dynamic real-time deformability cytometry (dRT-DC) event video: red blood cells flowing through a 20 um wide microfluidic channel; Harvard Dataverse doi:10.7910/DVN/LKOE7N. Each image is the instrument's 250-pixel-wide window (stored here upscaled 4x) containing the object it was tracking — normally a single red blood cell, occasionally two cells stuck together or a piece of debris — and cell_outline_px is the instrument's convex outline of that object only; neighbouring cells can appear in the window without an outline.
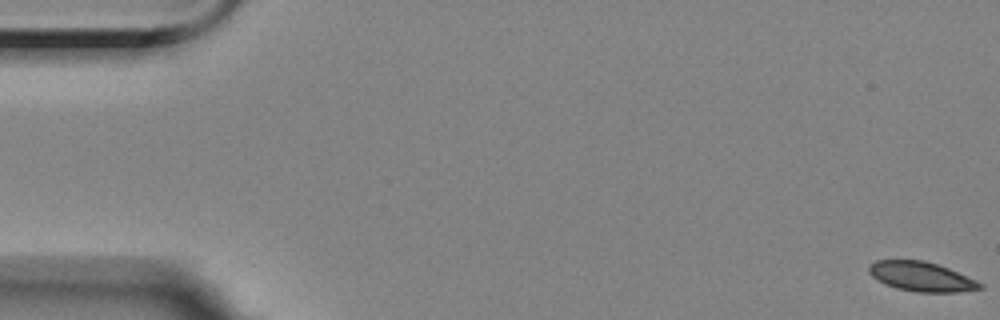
{"species": "Egyptian fruit bat (a non-hibernating species)", "species_latin": "Rousettus aegyptiacus", "temperature_condition": "room temperature", "stored_images_in_passage": 59, "camera_frame_rate_fps": 3000, "um_per_image_px": 0.085, "animal": {"sex": "female"}, "frame": {"image": 1, "passage_image": 1, "time_ms": 0.0, "image_size_px": [1000, 320], "cell_outline_px": [[984, 288], [960, 292], [916, 292], [896, 288], [884, 284], [872, 276], [868, 272], [868, 268], [876, 260], [924, 260], [948, 268], [976, 280], [984, 284]], "centroid_in_image_um": [78.33, 23.52], "position_along_channel_um": 6.7, "area_um2": 19.07}}
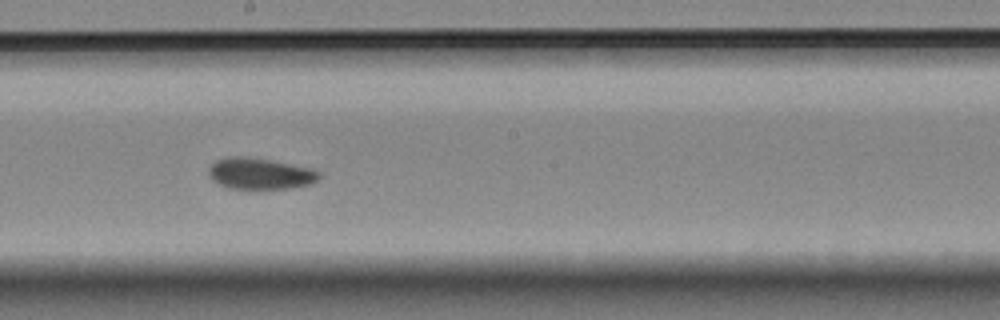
{"frame": {"image": 2, "passage_image": 32, "time_ms": 10.333, "image_size_px": [1000, 320], "cell_outline_px": [[320, 180], [312, 184], [292, 188], [228, 188], [212, 180], [208, 172], [208, 168], [216, 160], [228, 156], [244, 156], [268, 160], [312, 168], [320, 172]], "centroid_in_image_um": [22.13, 14.75], "position_along_channel_um": 226.1, "area_um2": 20.11}}
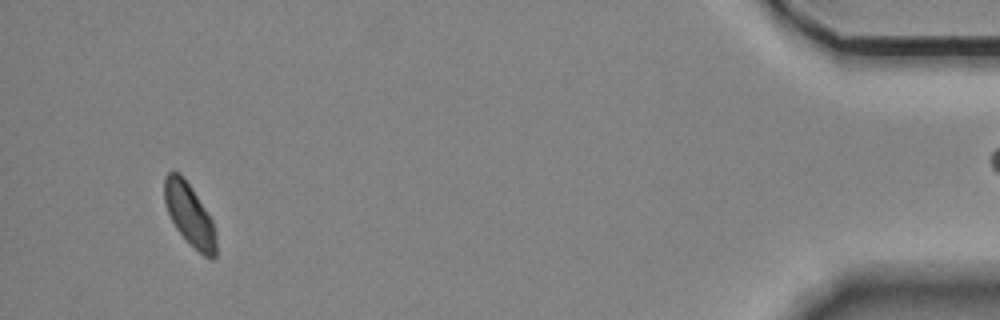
{"frame": {"image": 3, "passage_image": 55, "time_ms": 18.0, "image_size_px": [1000, 320], "cell_outline_px": [[216, 256], [212, 260], [204, 256], [176, 228], [168, 212], [164, 200], [164, 176], [168, 172], [180, 172], [192, 188], [212, 220], [216, 232]], "centroid_in_image_um": [16.11, 18.22], "position_along_channel_um": 419.1, "area_um2": 18.44}, "authors_computed_cell_mechanics": {"area_um2": 19.8832, "velocity_mm_per_s": 3.4778, "shape_relaxation_time_tau1_ms": 3.0203, "shape_relaxation_time_tau2_ms": 2.7652, "deformation_change_tau1": 0.0641, "deformation_change_tau2": 0.042}}